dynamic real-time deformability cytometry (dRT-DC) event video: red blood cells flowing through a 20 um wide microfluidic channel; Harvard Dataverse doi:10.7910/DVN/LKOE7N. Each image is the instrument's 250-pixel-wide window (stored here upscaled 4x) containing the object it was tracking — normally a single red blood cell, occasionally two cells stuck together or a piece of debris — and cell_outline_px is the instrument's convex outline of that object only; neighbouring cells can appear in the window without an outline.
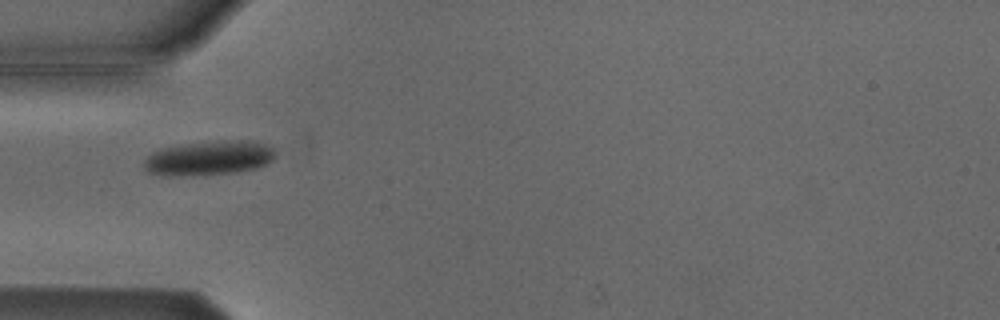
{"species": "Egyptian fruit bat (a non-hibernating species)", "species_latin": "Rousettus aegyptiacus", "temperature_condition": "cold", "stored_images_in_passage": 2, "camera_frame_rate_fps": 3000, "um_per_image_px": 0.085, "animal": {"sex": "male"}, "frame": {"image": 1, "passage_image": 1, "time_ms": 0.0, "image_size_px": [1000, 320], "cell_outline_px": [[276, 156], [272, 160], [256, 168], [236, 172], [204, 176], [160, 176], [148, 172], [144, 168], [144, 160], [152, 152], [160, 148], [188, 144], [220, 140], [252, 140], [272, 144], [276, 148]], "centroid_in_image_um": [17.8, 13.44], "position_along_channel_um": 67.2, "area_um2": 27.11}}
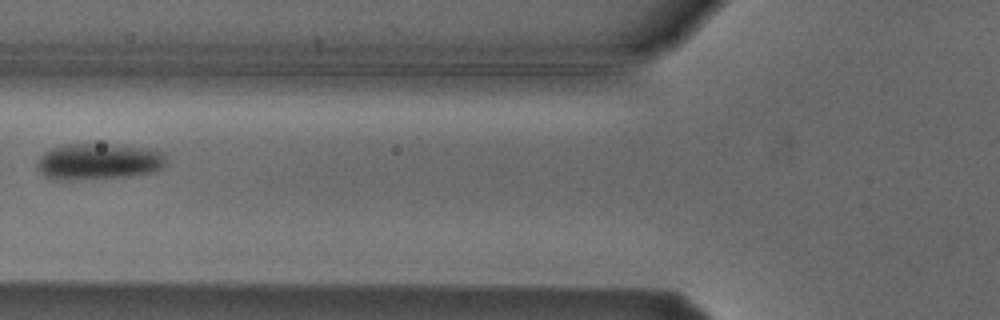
{"frame": {"image": 2, "passage_image": 2, "time_ms": 1.333, "image_size_px": [1000, 320], "cell_outline_px": [[164, 164], [160, 168], [152, 172], [128, 176], [64, 180], [56, 180], [44, 176], [36, 168], [36, 164], [40, 156], [44, 152], [52, 148], [64, 144], [108, 144], [148, 148], [164, 152]], "centroid_in_image_um": [8.32, 13.72], "position_along_channel_um": 117.5, "area_um2": 27.17}}